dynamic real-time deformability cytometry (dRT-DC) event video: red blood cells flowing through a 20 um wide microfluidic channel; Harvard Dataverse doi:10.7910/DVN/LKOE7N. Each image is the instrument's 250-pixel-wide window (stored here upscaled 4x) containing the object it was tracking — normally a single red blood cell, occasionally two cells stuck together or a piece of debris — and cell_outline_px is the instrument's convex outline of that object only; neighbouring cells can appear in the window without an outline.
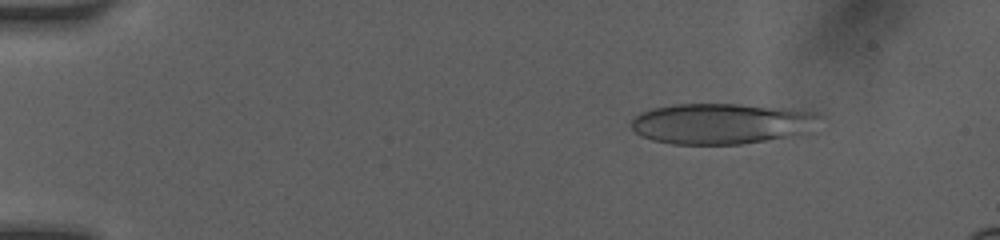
{"species": "human", "species_latin": "Homo sapiens", "temperature_condition": "room temperature", "stored_images_in_passage": 50, "camera_frame_rate_fps": 3000, "um_per_image_px": 0.085, "donor": {"sex": "female"}, "frame": {"image": 1, "passage_image": 7, "time_ms": 2.0, "image_size_px": [1000, 240], "cell_outline_px": [[804, 116], [780, 136], [764, 140], [740, 144], [672, 144], [656, 140], [644, 136], [636, 132], [632, 128], [632, 120], [636, 116], [652, 108], [680, 104], [736, 104], [784, 108], [804, 112]], "centroid_in_image_um": [60.74, 10.49], "position_along_channel_um": 24.3, "area_um2": 40.52}}
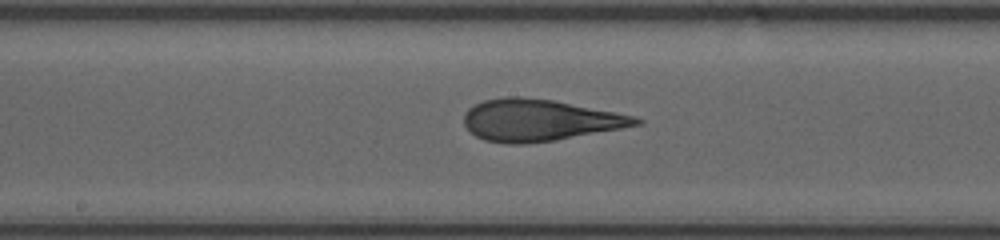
{"frame": {"image": 2, "passage_image": 27, "time_ms": 8.667, "image_size_px": [1000, 240], "cell_outline_px": [[644, 120], [640, 124], [620, 128], [556, 140], [524, 144], [508, 144], [484, 140], [476, 136], [464, 124], [464, 116], [468, 108], [484, 100], [504, 96], [520, 96], [552, 100], [616, 112], [636, 116]], "centroid_in_image_um": [45.83, 10.21], "position_along_channel_um": 202.4, "area_um2": 41.56}}
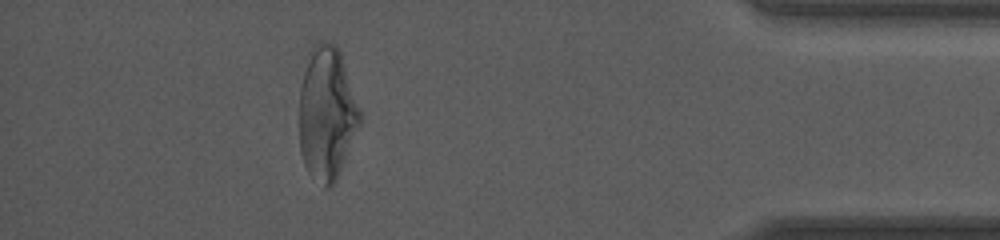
{"frame": {"image": 3, "passage_image": 45, "time_ms": 14.667, "image_size_px": [1000, 240], "cell_outline_px": [[364, 116], [336, 184], [332, 188], [324, 188], [308, 172], [304, 164], [300, 152], [300, 88], [308, 52], [312, 44], [320, 40], [328, 40], [336, 44], [340, 52]], "centroid_in_image_um": [27.81, 9.65], "position_along_channel_um": 407.4, "area_um2": 48.26}, "authors_computed_cell_mechanics": {"area_um2": 41.0958, "velocity_mm_per_s": 4.1206, "shape_relaxation_time_tau1_ms": 7.7372, "shape_relaxation_time_tau2_ms": 1.3628, "deformation_change_tau1": 0.2582, "deformation_change_tau2": 0.1218}}